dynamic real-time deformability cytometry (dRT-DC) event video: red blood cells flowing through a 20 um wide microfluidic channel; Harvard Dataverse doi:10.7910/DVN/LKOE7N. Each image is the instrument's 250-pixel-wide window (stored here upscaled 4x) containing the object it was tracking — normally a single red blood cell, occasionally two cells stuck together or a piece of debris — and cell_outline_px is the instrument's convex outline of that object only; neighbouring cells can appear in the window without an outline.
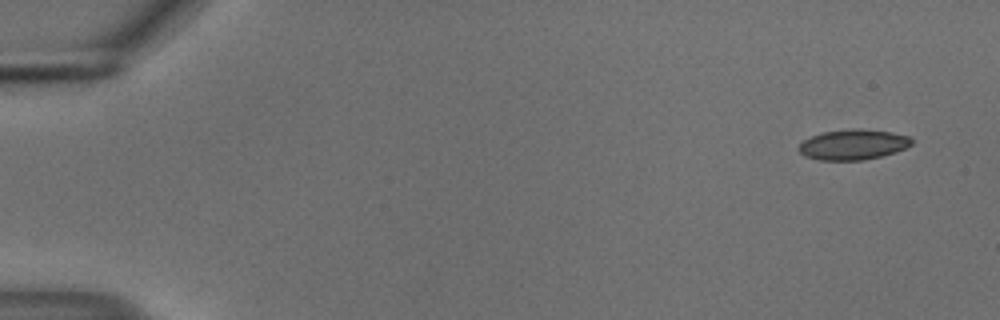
{"species": "common noctule bat (a hibernating species)", "species_latin": "Nyctalus noctula", "temperature_condition": "cold", "stored_images_in_passage": 53, "camera_frame_rate_fps": 3000, "um_per_image_px": 0.085, "animal": {"sex": "male", "body_mass_g": 18.8}, "frame": {"image": 1, "passage_image": 1, "time_ms": 0.0, "image_size_px": [1000, 320], "cell_outline_px": [[912, 144], [896, 152], [864, 160], [820, 160], [804, 156], [796, 148], [804, 140], [812, 136], [824, 132], [852, 128], [860, 128], [892, 132], [908, 136], [912, 140]], "centroid_in_image_um": [72.5, 12.28], "position_along_channel_um": 12.5, "area_um2": 19.94}}
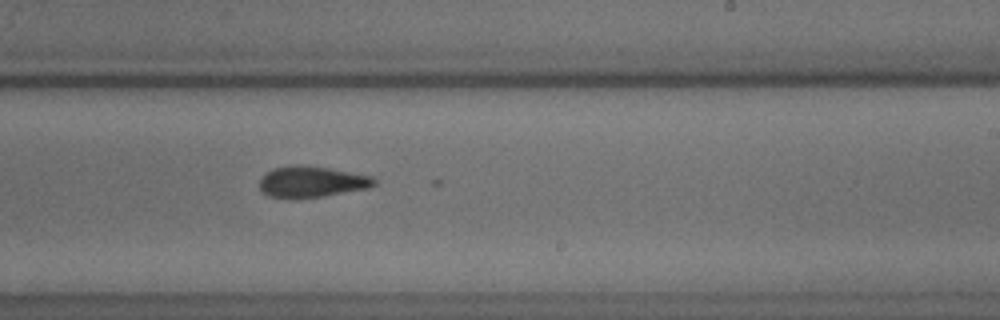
{"frame": {"image": 2, "passage_image": 32, "time_ms": 10.333, "image_size_px": [1000, 320], "cell_outline_px": [[376, 184], [368, 188], [324, 196], [292, 200], [288, 200], [268, 196], [260, 192], [260, 176], [264, 172], [272, 168], [296, 164], [328, 168], [372, 176], [376, 180]], "centroid_in_image_um": [26.4, 15.47], "position_along_channel_um": 262.6, "area_um2": 21.33}}
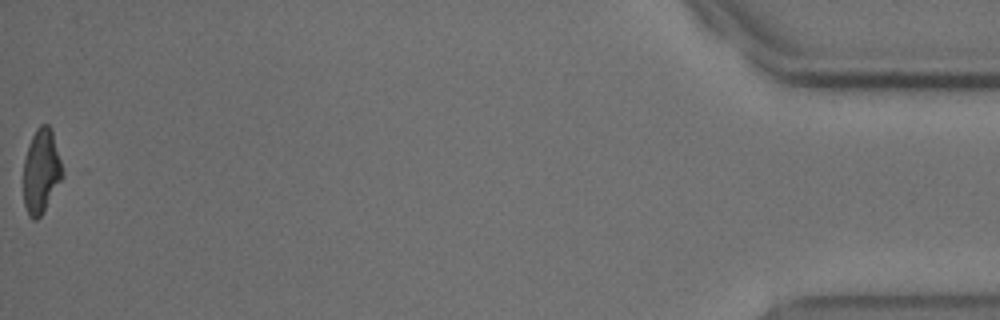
{"frame": {"image": 3, "passage_image": 53, "time_ms": 17.333, "image_size_px": [1000, 320], "cell_outline_px": [[64, 176], [44, 212], [36, 220], [32, 220], [28, 216], [24, 204], [24, 160], [28, 144], [36, 128], [40, 124], [48, 124], [52, 132], [64, 172]], "centroid_in_image_um": [3.5, 14.58], "position_along_channel_um": 431.7, "area_um2": 19.31}}